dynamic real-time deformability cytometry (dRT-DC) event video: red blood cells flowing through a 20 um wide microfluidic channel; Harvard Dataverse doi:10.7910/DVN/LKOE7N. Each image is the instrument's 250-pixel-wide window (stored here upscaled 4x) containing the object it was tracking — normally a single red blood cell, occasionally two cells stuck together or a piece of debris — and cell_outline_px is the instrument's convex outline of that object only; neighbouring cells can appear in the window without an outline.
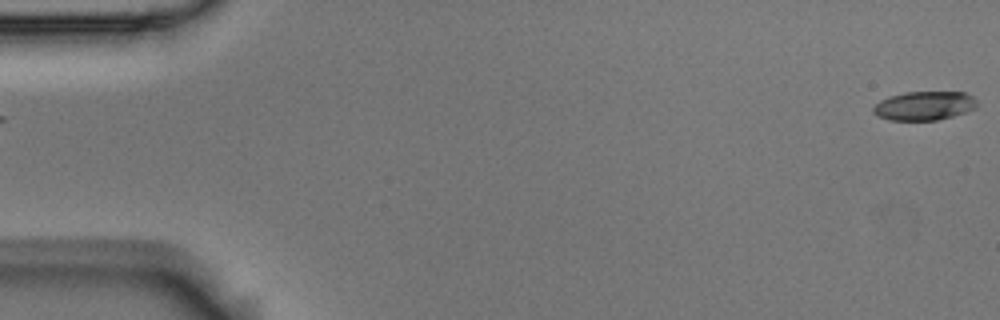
{"species": "Egyptian fruit bat (a non-hibernating species)", "species_latin": "Rousettus aegyptiacus", "temperature_condition": "room temperature", "stored_images_in_passage": 4, "segment_of_instrument_passage": [2, 2], "camera_frame_rate_fps": 3000, "um_per_image_px": 0.085, "animal": {"sex": "male"}, "frame": {"image": 1, "passage_image": 4, "time_ms": 1.0, "image_size_px": [1000, 320], "cell_outline_px": [[976, 108], [952, 116], [936, 120], [888, 120], [876, 116], [872, 112], [872, 108], [880, 100], [888, 96], [904, 92], [964, 92], [972, 96], [976, 100]], "centroid_in_image_um": [78.51, 8.99], "position_along_channel_um": 6.5, "area_um2": 17.51}}